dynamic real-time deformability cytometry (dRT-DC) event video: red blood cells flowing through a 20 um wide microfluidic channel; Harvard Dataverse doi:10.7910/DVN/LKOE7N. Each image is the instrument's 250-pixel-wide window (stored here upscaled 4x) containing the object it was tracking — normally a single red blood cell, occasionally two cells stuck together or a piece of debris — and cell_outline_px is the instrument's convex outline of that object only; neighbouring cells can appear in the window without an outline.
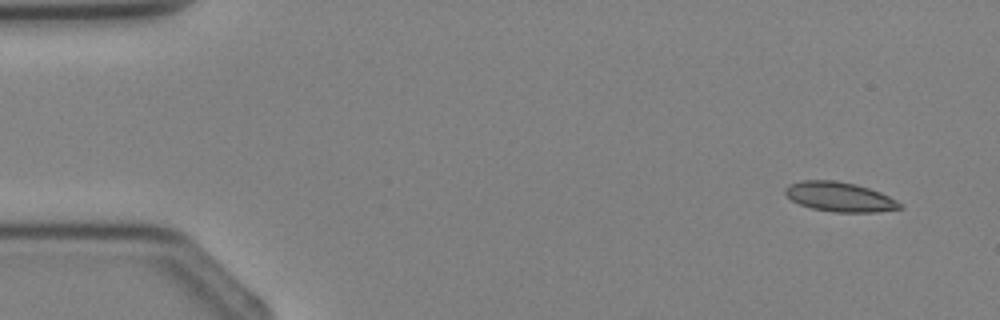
{"species": "Egyptian fruit bat (a non-hibernating species)", "species_latin": "Rousettus aegyptiacus", "temperature_condition": "cold", "stored_images_in_passage": 4, "segment_of_instrument_passage": [2, 2], "camera_frame_rate_fps": 3000, "um_per_image_px": 0.085, "animal": {"sex": "female"}, "frame": {"image": 1, "passage_image": 4, "time_ms": 3.667, "image_size_px": [1000, 320], "cell_outline_px": [[904, 208], [876, 212], [832, 212], [812, 208], [800, 204], [792, 200], [784, 192], [784, 188], [788, 184], [800, 180], [832, 180], [856, 184], [880, 192], [896, 200]], "centroid_in_image_um": [71.34, 16.73], "position_along_channel_um": 13.7, "area_um2": 19.71}}